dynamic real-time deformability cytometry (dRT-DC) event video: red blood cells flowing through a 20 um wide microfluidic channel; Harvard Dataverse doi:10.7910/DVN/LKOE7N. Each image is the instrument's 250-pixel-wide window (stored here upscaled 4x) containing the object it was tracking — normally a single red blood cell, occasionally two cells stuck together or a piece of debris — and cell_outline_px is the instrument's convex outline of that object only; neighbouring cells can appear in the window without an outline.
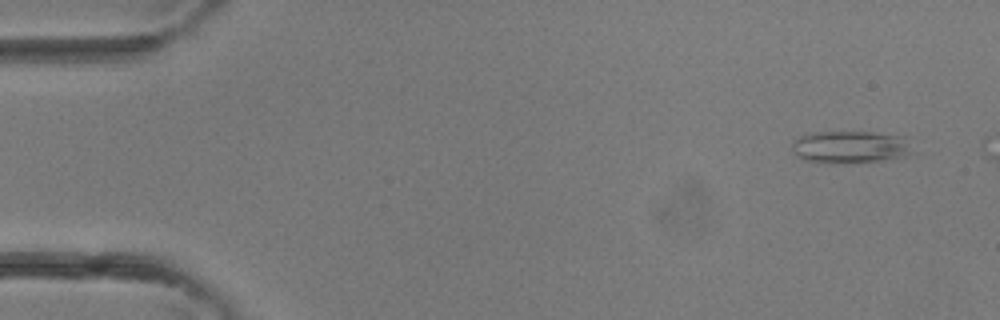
{"species": "common noctule bat (a hibernating species)", "species_latin": "Nyctalus noctula", "temperature_condition": "room temperature", "stored_images_in_passage": 3, "camera_frame_rate_fps": 3000, "um_per_image_px": 0.085, "animal": {"sex": "female"}, "frame": {"image": 1, "passage_image": 1, "time_ms": 0.0, "image_size_px": [1000, 320], "cell_outline_px": [[916, 152], [904, 156], [880, 160], [804, 160], [796, 156], [792, 148], [792, 140], [800, 136], [816, 132], [872, 132], [908, 136]], "centroid_in_image_um": [72.38, 12.43], "position_along_channel_um": 12.6, "area_um2": 22.08}}